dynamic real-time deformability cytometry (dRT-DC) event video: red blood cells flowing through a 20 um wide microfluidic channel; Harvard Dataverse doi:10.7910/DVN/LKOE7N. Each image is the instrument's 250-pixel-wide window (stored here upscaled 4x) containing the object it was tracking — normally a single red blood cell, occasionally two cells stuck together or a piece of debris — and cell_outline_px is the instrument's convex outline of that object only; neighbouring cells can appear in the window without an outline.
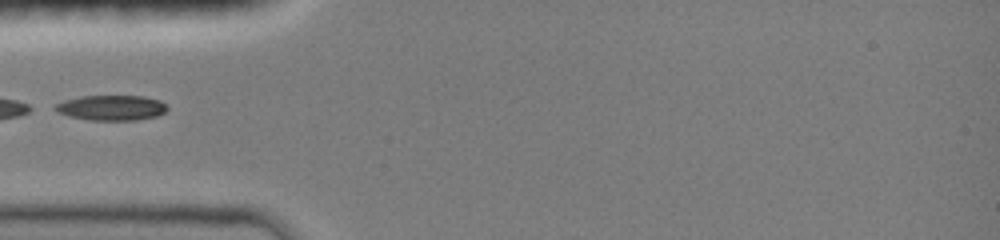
{"species": "common noctule bat (a hibernating species)", "species_latin": "Nyctalus noctula", "temperature_condition": "room temperature", "stored_images_in_passage": 7, "camera_frame_rate_fps": 3000, "um_per_image_px": 0.085, "animal": {"sex": "female", "body_mass_g": 19.0, "forearm_length_mm": 51.5}, "frame": {"image": 1, "passage_image": 1, "time_ms": 0.0, "image_size_px": [1000, 240], "cell_outline_px": [[168, 108], [164, 112], [156, 116], [136, 120], [92, 120], [68, 116], [56, 112], [48, 108], [64, 100], [80, 96], [144, 96], [160, 100]], "centroid_in_image_um": [9.4, 9.15], "position_along_channel_um": 75.6, "area_um2": 16.59}}
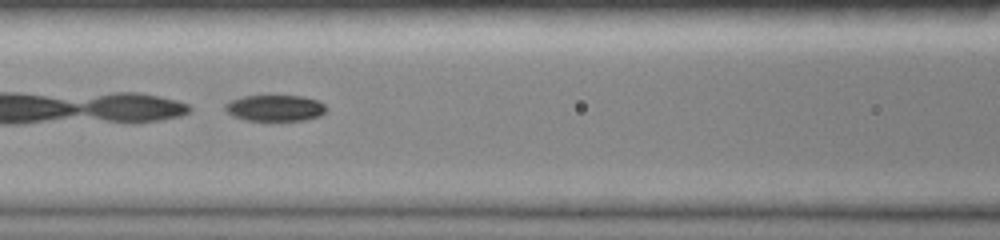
{"frame": {"image": 2, "passage_image": 5, "time_ms": 1.333, "image_size_px": [1000, 240], "cell_outline_px": [[328, 108], [320, 116], [304, 120], [244, 120], [232, 116], [224, 108], [224, 104], [232, 100], [244, 96], [304, 96], [316, 100], [324, 104]], "centroid_in_image_um": [23.38, 9.18], "position_along_channel_um": 143.2, "area_um2": 15.37}}